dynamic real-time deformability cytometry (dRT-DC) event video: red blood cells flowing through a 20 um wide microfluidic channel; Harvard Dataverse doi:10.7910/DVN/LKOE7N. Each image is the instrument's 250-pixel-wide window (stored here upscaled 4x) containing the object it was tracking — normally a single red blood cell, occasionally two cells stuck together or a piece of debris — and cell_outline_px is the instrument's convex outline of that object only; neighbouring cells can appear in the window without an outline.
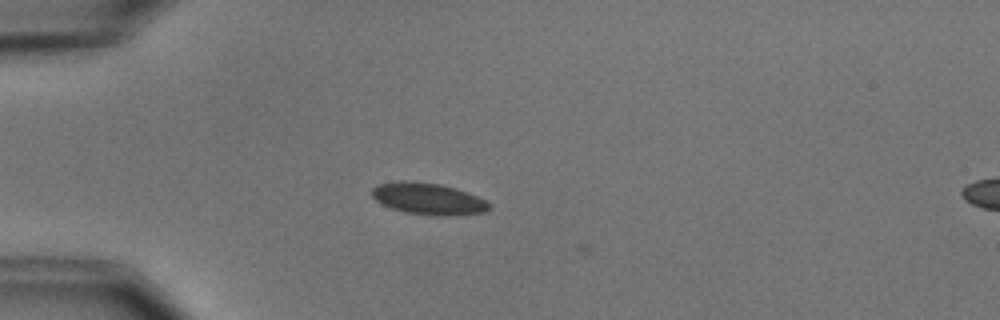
{"species": "common noctule bat (a hibernating species)", "species_latin": "Nyctalus noctula", "temperature_condition": "cold", "stored_images_in_passage": 3, "camera_frame_rate_fps": 3000, "um_per_image_px": 0.085, "animal": {"sex": "male", "body_mass_g": 15.6}, "frame": {"image": 1, "passage_image": 1, "time_ms": 0.0, "image_size_px": [1000, 320], "cell_outline_px": [[492, 208], [484, 212], [448, 216], [436, 216], [404, 212], [392, 208], [376, 200], [372, 196], [372, 188], [380, 184], [400, 180], [404, 180], [440, 184], [456, 188], [468, 192], [488, 200], [492, 204]], "centroid_in_image_um": [36.47, 16.9], "position_along_channel_um": 48.5, "area_um2": 21.79}}